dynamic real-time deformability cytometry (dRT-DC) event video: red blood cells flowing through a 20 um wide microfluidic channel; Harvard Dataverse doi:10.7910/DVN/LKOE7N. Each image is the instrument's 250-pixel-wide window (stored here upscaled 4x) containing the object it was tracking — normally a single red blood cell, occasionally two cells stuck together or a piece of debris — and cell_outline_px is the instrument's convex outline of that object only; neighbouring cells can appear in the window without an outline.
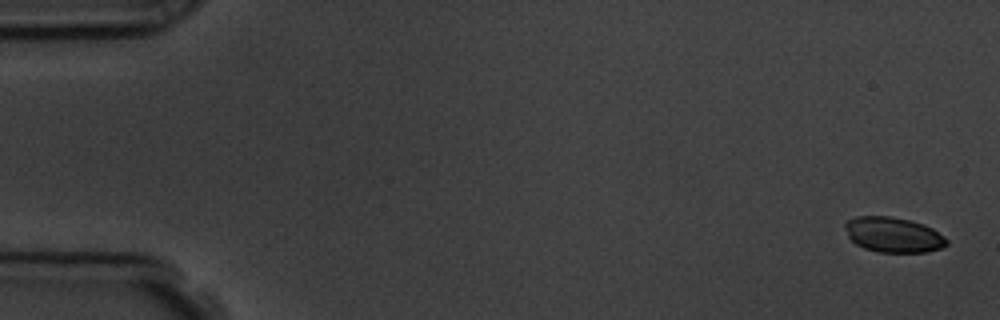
{"species": "common noctule bat (a hibernating species)", "species_latin": "Nyctalus noctula", "temperature_condition": "room temperature", "stored_images_in_passage": 7, "camera_frame_rate_fps": 3000, "um_per_image_px": 0.085, "animal": {"sex": "male", "body_mass_g": 19.5, "forearm_length_mm": 54.6}, "frame": {"image": 1, "passage_image": 1, "time_ms": 0.0, "image_size_px": [1000, 320], "cell_outline_px": [[948, 244], [940, 248], [928, 252], [880, 252], [864, 248], [856, 244], [848, 236], [844, 228], [844, 224], [848, 220], [856, 216], [888, 216], [908, 220], [924, 224], [932, 228], [944, 236], [948, 240]], "centroid_in_image_um": [75.93, 19.95], "position_along_channel_um": 9.1, "area_um2": 20.81}}
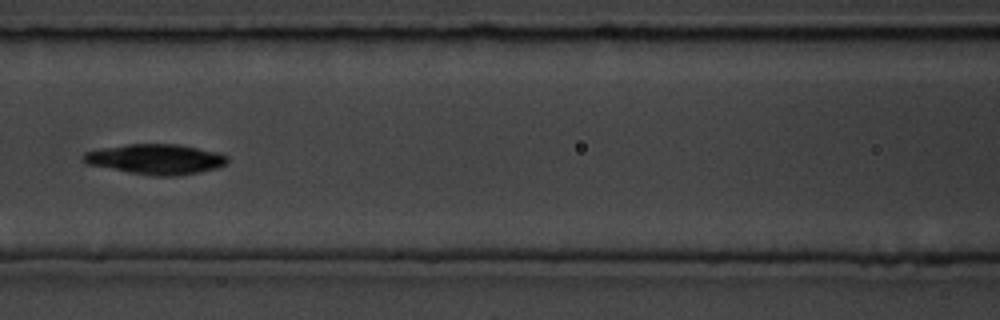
{"frame": {"image": 2, "passage_image": 7, "time_ms": 7.667, "image_size_px": [1000, 320], "cell_outline_px": [[228, 164], [216, 168], [200, 172], [176, 176], [152, 176], [128, 172], [84, 164], [80, 160], [80, 156], [84, 152], [100, 148], [128, 144], [180, 144], [216, 152], [228, 156]], "centroid_in_image_um": [13.18, 13.53], "position_along_channel_um": 153.4, "area_um2": 25.72}}